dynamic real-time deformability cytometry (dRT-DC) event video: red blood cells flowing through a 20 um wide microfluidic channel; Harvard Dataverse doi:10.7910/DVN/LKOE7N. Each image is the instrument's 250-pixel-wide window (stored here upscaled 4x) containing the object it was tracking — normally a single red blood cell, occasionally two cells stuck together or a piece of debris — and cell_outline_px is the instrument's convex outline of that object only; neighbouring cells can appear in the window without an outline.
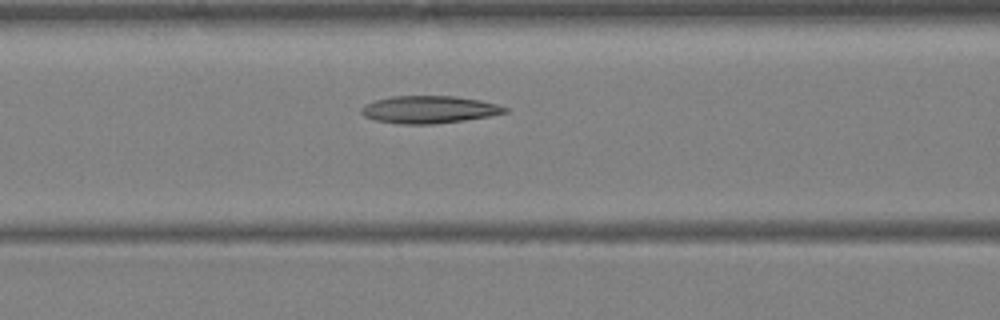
{"species": "Egyptian fruit bat (a non-hibernating species)", "species_latin": "Rousettus aegyptiacus", "temperature_condition": "warm", "stored_images_in_passage": 37, "camera_frame_rate_fps": 3000, "um_per_image_px": 0.085, "animal": {"sex": "female"}, "frame": {"image": 1, "passage_image": 14, "time_ms": 4.333, "image_size_px": [1000, 320], "cell_outline_px": [[508, 112], [492, 116], [436, 124], [400, 124], [372, 120], [364, 116], [360, 112], [360, 108], [364, 104], [376, 100], [392, 96], [456, 96], [480, 100], [496, 104], [508, 108]], "centroid_in_image_um": [36.45, 9.32], "position_along_channel_um": 130.1, "area_um2": 23.18}}
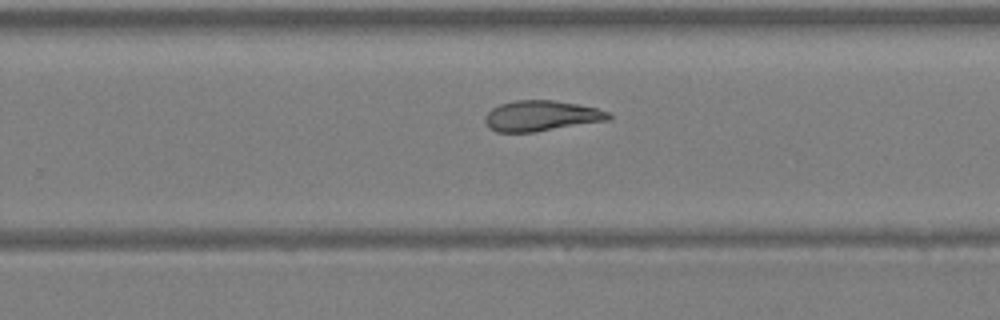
{"frame": {"image": 2, "passage_image": 23, "time_ms": 7.333, "image_size_px": [1000, 320], "cell_outline_px": [[612, 116], [608, 120], [536, 132], [496, 132], [488, 128], [484, 120], [484, 116], [492, 108], [500, 104], [512, 100], [552, 100], [576, 104], [596, 108], [608, 112]], "centroid_in_image_um": [45.96, 9.85], "position_along_channel_um": 283.8, "area_um2": 22.02}}
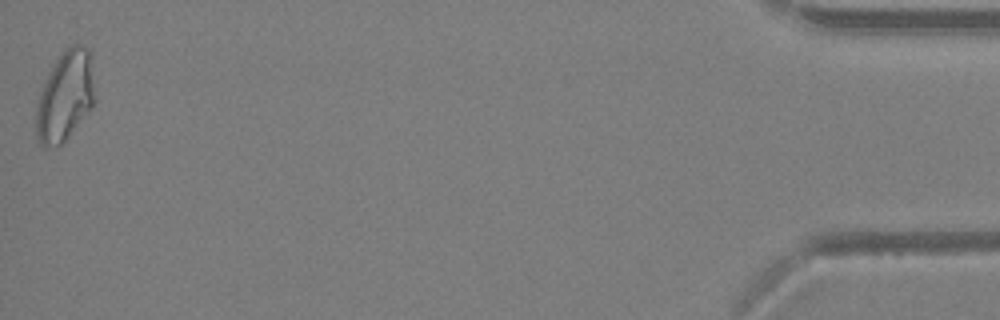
{"frame": {"image": 3, "passage_image": 37, "time_ms": 12.0, "image_size_px": [1000, 320], "cell_outline_px": [[96, 100], [92, 108], [68, 136], [60, 144], [44, 148], [36, 140], [36, 104], [44, 80], [48, 72], [64, 48], [72, 44], [84, 44], [92, 52]], "centroid_in_image_um": [5.56, 8.11], "position_along_channel_um": 429.6, "area_um2": 31.56}}